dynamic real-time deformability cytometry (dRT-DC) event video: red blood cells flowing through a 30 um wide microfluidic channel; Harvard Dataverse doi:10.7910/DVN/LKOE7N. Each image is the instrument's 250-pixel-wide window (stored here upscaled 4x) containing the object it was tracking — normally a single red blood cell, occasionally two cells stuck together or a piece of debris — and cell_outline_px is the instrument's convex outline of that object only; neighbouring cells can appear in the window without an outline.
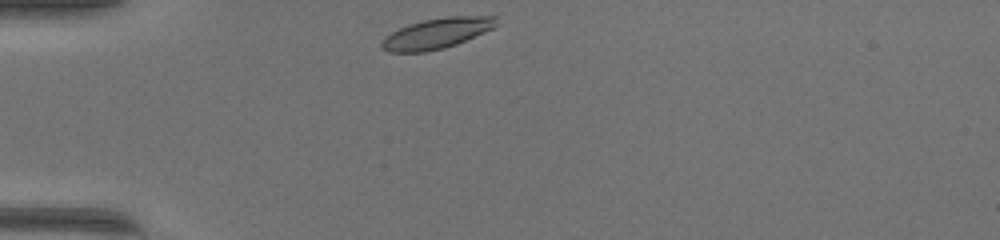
{"species": "common noctule bat (a hibernating species)", "species_latin": "Nyctalus noctula", "temperature_condition": "warm", "stored_images_in_passage": 30, "camera_frame_rate_fps": 3000, "um_per_image_px": 0.085, "animal": {"sex": "female", "body_mass_g": 17.0, "forearm_length_mm": 48.0}, "frame": {"image": 1, "passage_image": 1, "time_ms": 0.0, "image_size_px": [1000, 240], "cell_outline_px": [[496, 24], [492, 28], [484, 32], [456, 44], [444, 48], [424, 52], [388, 52], [380, 48], [380, 44], [384, 36], [408, 24], [424, 20], [448, 16], [496, 16]], "centroid_in_image_um": [37.07, 2.84], "position_along_channel_um": 47.9, "area_um2": 20.23}}
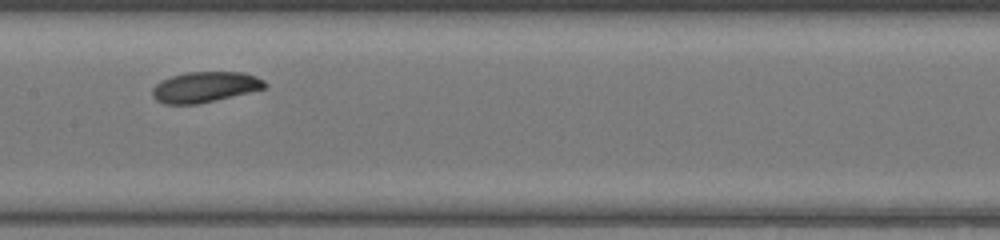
{"frame": {"image": 2, "passage_image": 13, "time_ms": 4.0, "image_size_px": [1000, 240], "cell_outline_px": [[268, 88], [196, 104], [164, 104], [156, 100], [152, 96], [152, 88], [160, 80], [172, 76], [188, 72], [244, 72], [256, 76], [264, 80], [268, 84]], "centroid_in_image_um": [17.43, 7.39], "position_along_channel_um": 190.0, "area_um2": 20.11}}
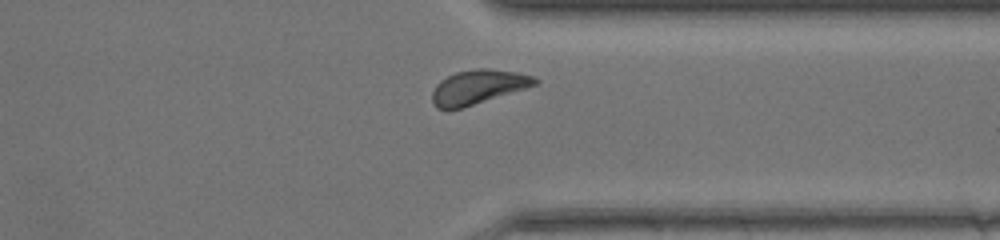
{"frame": {"image": 3, "passage_image": 26, "time_ms": 8.333, "image_size_px": [1000, 240], "cell_outline_px": [[540, 80], [536, 84], [524, 88], [448, 112], [436, 108], [432, 100], [432, 92], [436, 84], [440, 80], [456, 72], [476, 68], [488, 68], [516, 72], [532, 76]], "centroid_in_image_um": [40.56, 7.4], "position_along_channel_um": 370.8, "area_um2": 20.35}, "authors_computed_cell_mechanics": {"area_um2": 20.1144, "velocity_mm_per_s": 4.1833, "shape_relaxation_time_tau1_ms": 1.3915, "shape_relaxation_time_tau2_ms": 4.2909, "deformation_change_tau1": 0.0955, "deformation_change_tau2": 0.0943}}